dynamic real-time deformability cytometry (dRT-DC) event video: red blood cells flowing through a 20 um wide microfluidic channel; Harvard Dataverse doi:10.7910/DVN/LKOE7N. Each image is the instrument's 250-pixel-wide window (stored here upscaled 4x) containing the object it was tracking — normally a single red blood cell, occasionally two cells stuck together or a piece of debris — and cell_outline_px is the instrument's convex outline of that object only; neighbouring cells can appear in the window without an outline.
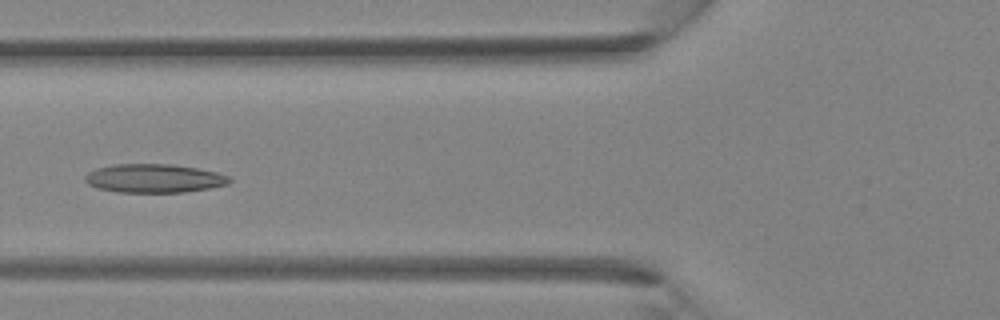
{"species": "Egyptian fruit bat (a non-hibernating species)", "species_latin": "Rousettus aegyptiacus", "temperature_condition": "room temperature", "stored_images_in_passage": 34, "camera_frame_rate_fps": 3000, "um_per_image_px": 0.085, "animal": {"sex": "female"}, "frame": {"image": 1, "passage_image": 10, "time_ms": 3.0, "image_size_px": [1000, 320], "cell_outline_px": [[232, 180], [228, 184], [212, 188], [184, 192], [116, 192], [96, 188], [88, 184], [84, 180], [84, 176], [88, 172], [96, 168], [112, 164], [172, 164], [196, 168], [216, 172], [232, 176]], "centroid_in_image_um": [13.1, 15.16], "position_along_channel_um": 112.7, "area_um2": 24.39}}
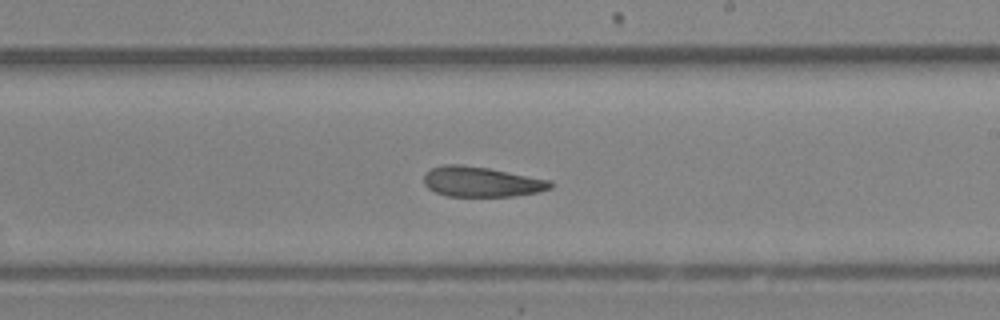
{"frame": {"image": 2, "passage_image": 18, "time_ms": 5.667, "image_size_px": [1000, 320], "cell_outline_px": [[552, 188], [536, 192], [512, 196], [448, 196], [436, 192], [428, 188], [424, 184], [424, 172], [432, 168], [444, 164], [460, 164], [488, 168], [552, 180]], "centroid_in_image_um": [40.9, 15.44], "position_along_channel_um": 248.1, "area_um2": 22.2}}
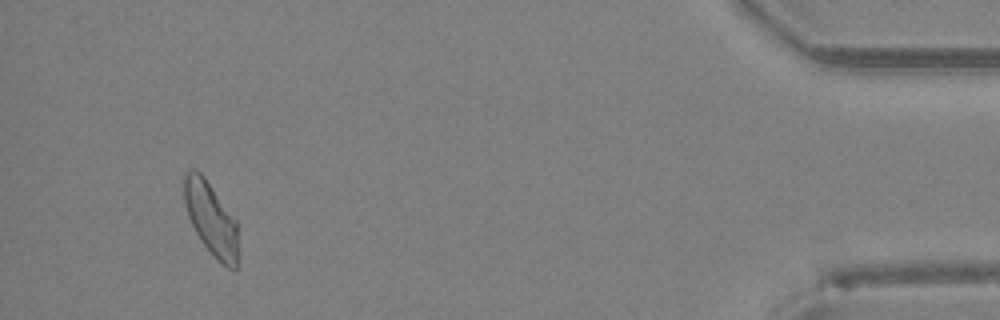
{"frame": {"image": 3, "passage_image": 32, "time_ms": 10.333, "image_size_px": [1000, 320], "cell_outline_px": [[236, 268], [228, 268], [216, 260], [200, 240], [188, 216], [184, 204], [184, 172], [192, 168], [200, 172], [204, 176], [236, 220]], "centroid_in_image_um": [17.89, 18.56], "position_along_channel_um": 417.3, "area_um2": 22.66}}